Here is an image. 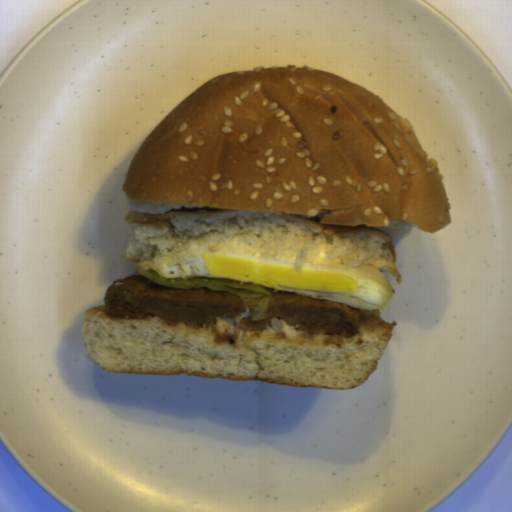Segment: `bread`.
I'll return each instance as SVG.
<instances>
[{
	"mask_svg": "<svg viewBox=\"0 0 512 512\" xmlns=\"http://www.w3.org/2000/svg\"><path fill=\"white\" fill-rule=\"evenodd\" d=\"M121 190L135 228L122 256L136 270L173 255L238 252L358 272L387 295L259 287L347 305L353 338L270 319L246 327L89 307L81 335L110 373L184 374L297 387L354 388L377 370L396 321L381 311L402 276L393 238L452 218L437 162L408 119L378 95L318 68L253 67L209 78L149 133Z\"/></svg>",
	"mask_w": 512,
	"mask_h": 512,
	"instance_id": "8d2b1439",
	"label": "bread"
}]
</instances>
